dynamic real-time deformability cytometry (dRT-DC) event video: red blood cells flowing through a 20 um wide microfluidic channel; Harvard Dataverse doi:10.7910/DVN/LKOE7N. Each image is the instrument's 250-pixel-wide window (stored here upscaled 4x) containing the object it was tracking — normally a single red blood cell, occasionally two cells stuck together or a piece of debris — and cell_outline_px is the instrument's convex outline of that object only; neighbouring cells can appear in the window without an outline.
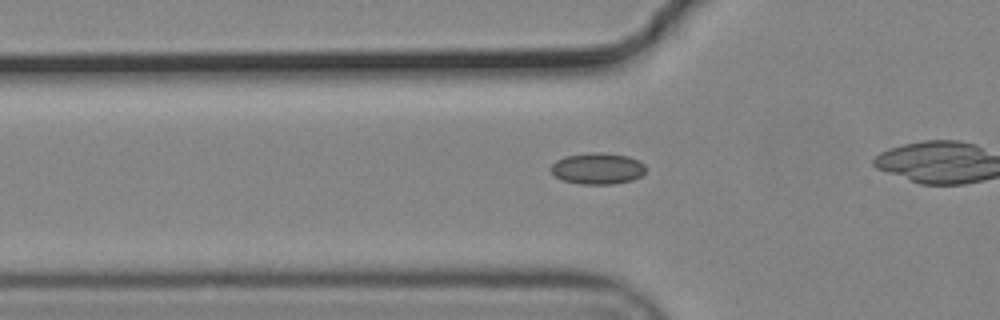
{"species": "common noctule bat (a hibernating species)", "species_latin": "Nyctalus noctula", "temperature_condition": "cold", "stored_images_in_passage": 27, "camera_frame_rate_fps": 3000, "um_per_image_px": 0.085, "animal": {"sex": "male", "body_mass_g": 19.2, "forearm_length_mm": 51.8}, "frame": {"image": 1, "passage_image": 11, "time_ms": 3.333, "image_size_px": [1000, 320], "cell_outline_px": [[648, 168], [640, 176], [632, 180], [612, 184], [580, 184], [564, 180], [556, 176], [548, 168], [556, 160], [564, 156], [592, 152], [600, 152], [628, 156], [640, 160]], "centroid_in_image_um": [50.8, 14.31], "position_along_channel_um": 75.0, "area_um2": 17.46}}
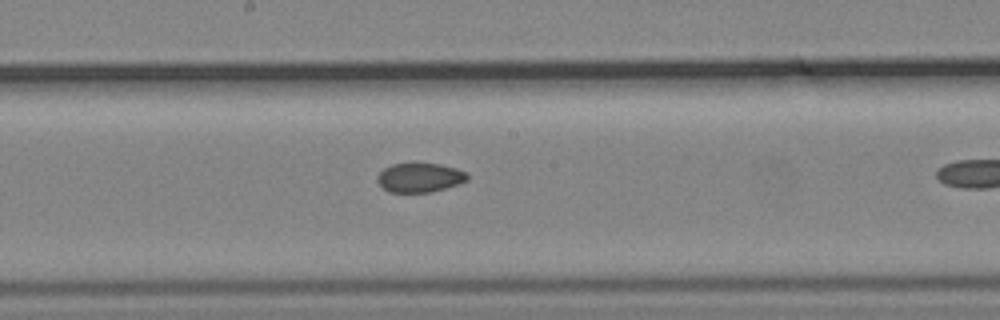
{"frame": {"image": 2, "passage_image": 22, "time_ms": 7.0, "image_size_px": [1000, 320], "cell_outline_px": [[468, 180], [460, 184], [432, 192], [388, 192], [376, 180], [376, 176], [384, 168], [392, 164], [440, 164], [456, 168], [468, 172]], "centroid_in_image_um": [35.71, 15.1], "position_along_channel_um": 212.5, "area_um2": 15.37}}
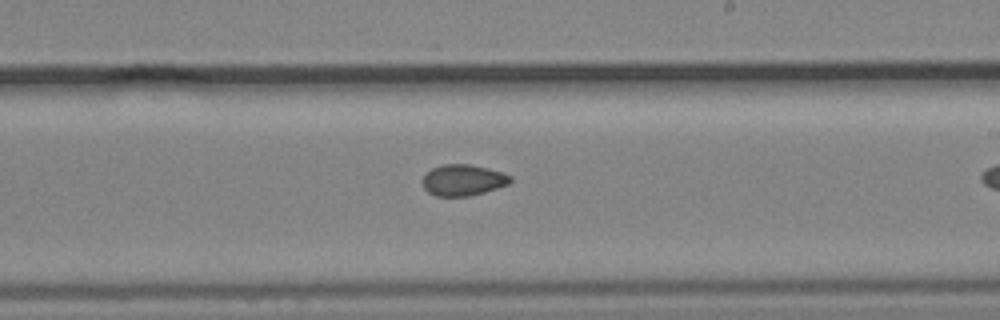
{"frame": {"image": 3, "passage_image": 25, "time_ms": 8.0, "image_size_px": [1000, 320], "cell_outline_px": [[512, 180], [508, 184], [484, 192], [468, 196], [436, 196], [428, 192], [424, 188], [424, 176], [432, 168], [444, 164], [472, 164], [500, 172], [512, 176]], "centroid_in_image_um": [39.37, 15.31], "position_along_channel_um": 249.6, "area_um2": 15.72}}